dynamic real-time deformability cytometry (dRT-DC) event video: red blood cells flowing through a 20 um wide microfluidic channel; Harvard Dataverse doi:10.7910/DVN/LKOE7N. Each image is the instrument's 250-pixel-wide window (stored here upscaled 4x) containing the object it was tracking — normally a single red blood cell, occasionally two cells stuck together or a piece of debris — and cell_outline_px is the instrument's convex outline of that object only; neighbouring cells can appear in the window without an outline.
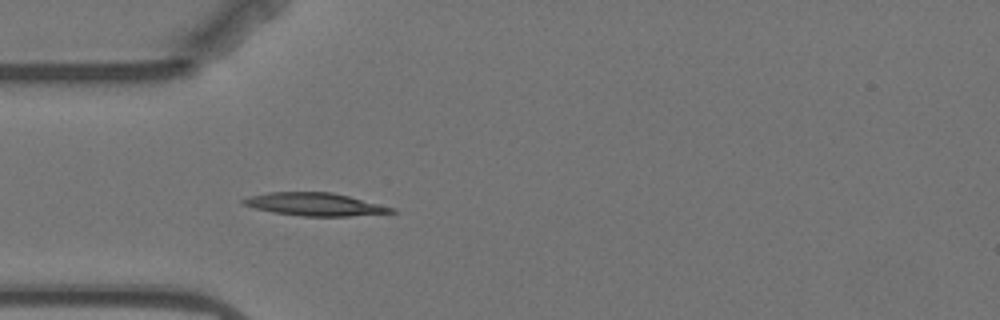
{"species": "Egyptian fruit bat (a non-hibernating species)", "species_latin": "Rousettus aegyptiacus", "temperature_condition": "warm", "stored_images_in_passage": 4, "camera_frame_rate_fps": 3000, "um_per_image_px": 0.085, "animal": {"sex": "female"}, "frame": {"image": 1, "passage_image": 4, "time_ms": 3.667, "image_size_px": [1000, 320], "cell_outline_px": [[400, 212], [348, 216], [304, 216], [272, 212], [240, 204], [240, 200], [248, 196], [268, 192], [332, 192], [396, 208]], "centroid_in_image_um": [26.75, 17.36], "position_along_channel_um": 58.2, "area_um2": 19.83}}